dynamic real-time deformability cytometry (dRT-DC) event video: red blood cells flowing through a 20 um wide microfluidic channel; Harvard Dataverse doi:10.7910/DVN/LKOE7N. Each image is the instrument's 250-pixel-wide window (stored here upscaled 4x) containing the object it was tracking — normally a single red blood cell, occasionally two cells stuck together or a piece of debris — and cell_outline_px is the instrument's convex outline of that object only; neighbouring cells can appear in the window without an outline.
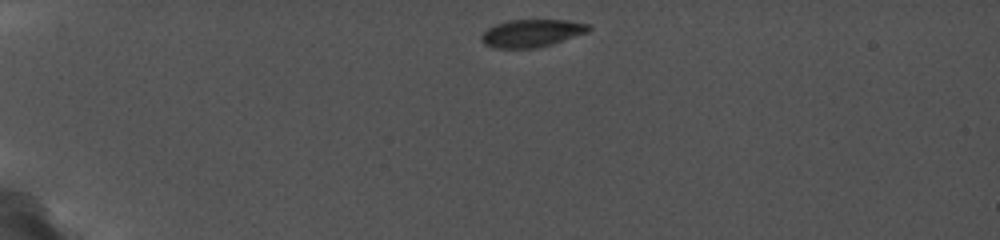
{"species": "common noctule bat (a hibernating species)", "species_latin": "Nyctalus noctula", "temperature_condition": "cold", "stored_images_in_passage": 19, "camera_frame_rate_fps": 5000, "um_per_image_px": 0.085, "animal": {"sex": "female", "body_mass_g": 19.0, "forearm_length_mm": 56.7}, "frame": {"image": 1, "passage_image": 1, "time_ms": 0.0, "image_size_px": [1000, 240], "cell_outline_px": [[592, 28], [588, 32], [552, 44], [536, 48], [492, 48], [484, 44], [480, 40], [480, 36], [488, 28], [496, 24], [508, 20], [568, 20], [592, 24]], "centroid_in_image_um": [45.21, 2.82], "position_along_channel_um": 39.8, "area_um2": 17.46}}
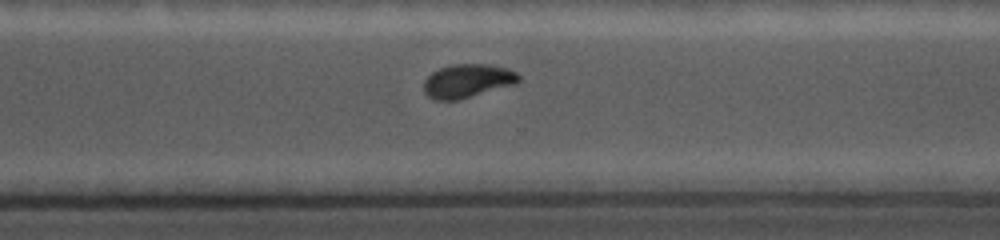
{"frame": {"image": 2, "passage_image": 14, "time_ms": 9.4, "image_size_px": [1000, 240], "cell_outline_px": [[520, 80], [512, 84], [456, 100], [436, 100], [428, 96], [424, 92], [424, 80], [432, 72], [440, 68], [452, 64], [488, 64], [508, 68], [516, 72], [520, 76]], "centroid_in_image_um": [39.7, 6.85], "position_along_channel_um": 330.9, "area_um2": 18.26}}
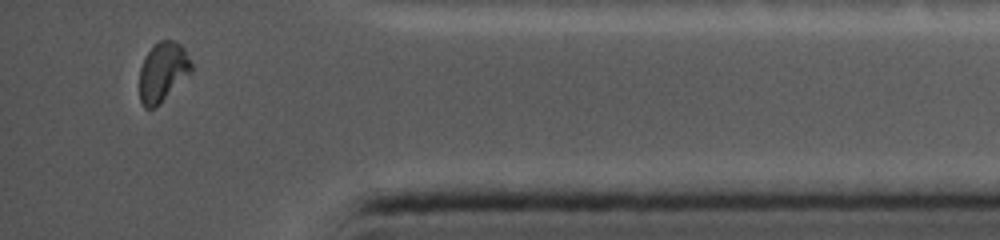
{"frame": {"image": 3, "passage_image": 18, "time_ms": 12.0, "image_size_px": [1000, 240], "cell_outline_px": [[192, 72], [160, 104], [152, 108], [144, 108], [140, 100], [140, 68], [148, 52], [160, 40], [172, 40], [180, 44], [184, 48], [192, 64]], "centroid_in_image_um": [13.85, 6.13], "position_along_channel_um": 421.3, "area_um2": 17.8}}